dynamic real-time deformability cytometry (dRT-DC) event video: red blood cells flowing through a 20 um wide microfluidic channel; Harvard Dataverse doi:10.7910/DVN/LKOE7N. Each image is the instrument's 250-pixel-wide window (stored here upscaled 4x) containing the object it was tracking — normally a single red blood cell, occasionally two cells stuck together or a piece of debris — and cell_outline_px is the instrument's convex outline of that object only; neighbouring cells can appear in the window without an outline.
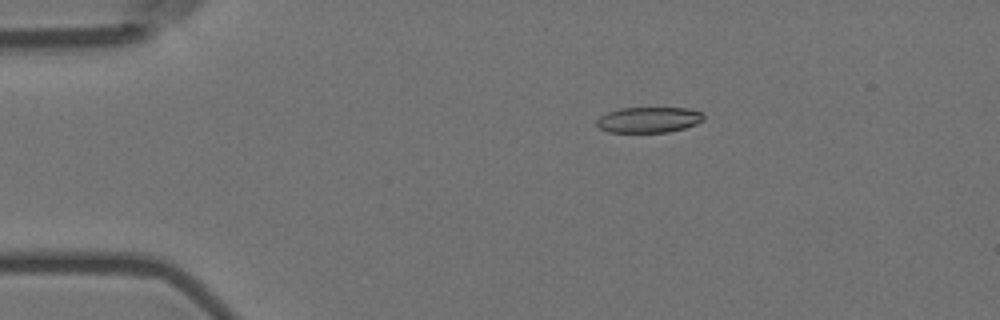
{"species": "Egyptian fruit bat (a non-hibernating species)", "species_latin": "Rousettus aegyptiacus", "temperature_condition": "room temperature", "stored_images_in_passage": 6, "camera_frame_rate_fps": 3000, "um_per_image_px": 0.085, "animal": {"sex": "female"}, "frame": {"image": 1, "passage_image": 4, "time_ms": 1.0, "image_size_px": [1000, 320], "cell_outline_px": [[704, 120], [696, 124], [684, 128], [668, 132], [608, 132], [600, 128], [596, 124], [596, 120], [600, 116], [608, 112], [620, 108], [688, 108], [704, 112]], "centroid_in_image_um": [55.17, 10.18], "position_along_channel_um": 29.8, "area_um2": 16.07}}
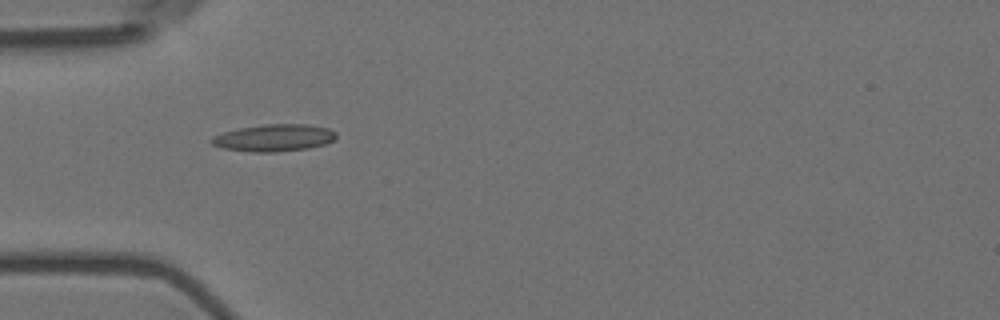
{"frame": {"image": 2, "passage_image": 6, "time_ms": 1.667, "image_size_px": [1000, 320], "cell_outline_px": [[336, 140], [324, 144], [308, 148], [276, 152], [252, 152], [224, 148], [212, 144], [208, 140], [212, 136], [224, 132], [240, 128], [264, 124], [304, 124], [328, 128], [336, 132]], "centroid_in_image_um": [23.29, 11.71], "position_along_channel_um": 61.7, "area_um2": 19.65}}